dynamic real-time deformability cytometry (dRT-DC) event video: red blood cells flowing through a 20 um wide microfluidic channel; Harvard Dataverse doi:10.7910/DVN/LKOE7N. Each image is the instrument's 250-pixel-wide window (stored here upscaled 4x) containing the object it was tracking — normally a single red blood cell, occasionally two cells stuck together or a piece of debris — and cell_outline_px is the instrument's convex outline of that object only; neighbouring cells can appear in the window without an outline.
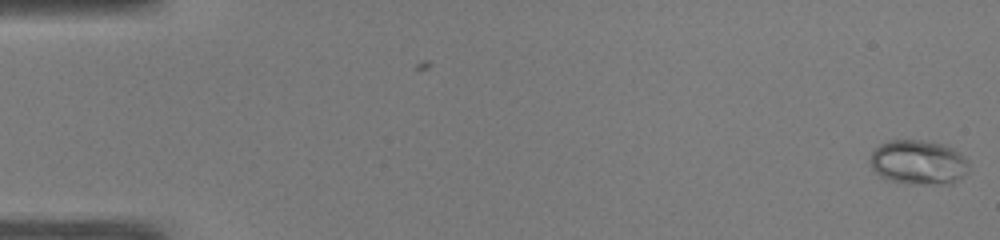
{"species": "common noctule bat (a hibernating species)", "species_latin": "Nyctalus noctula", "temperature_condition": "warm", "stored_images_in_passage": 5, "camera_frame_rate_fps": 3000, "um_per_image_px": 0.085, "animal": {"sex": "male", "body_mass_g": 19.0, "forearm_length_mm": 50.8}, "frame": {"image": 1, "passage_image": 5, "time_ms": 1.333, "image_size_px": [1000, 240], "cell_outline_px": [[968, 168], [964, 176], [952, 184], [908, 184], [892, 180], [880, 176], [872, 168], [868, 160], [872, 152], [880, 144], [888, 140], [920, 140], [940, 144], [952, 148], [964, 156], [968, 160]], "centroid_in_image_um": [78.05, 13.81], "position_along_channel_um": 6.9, "area_um2": 25.66}}